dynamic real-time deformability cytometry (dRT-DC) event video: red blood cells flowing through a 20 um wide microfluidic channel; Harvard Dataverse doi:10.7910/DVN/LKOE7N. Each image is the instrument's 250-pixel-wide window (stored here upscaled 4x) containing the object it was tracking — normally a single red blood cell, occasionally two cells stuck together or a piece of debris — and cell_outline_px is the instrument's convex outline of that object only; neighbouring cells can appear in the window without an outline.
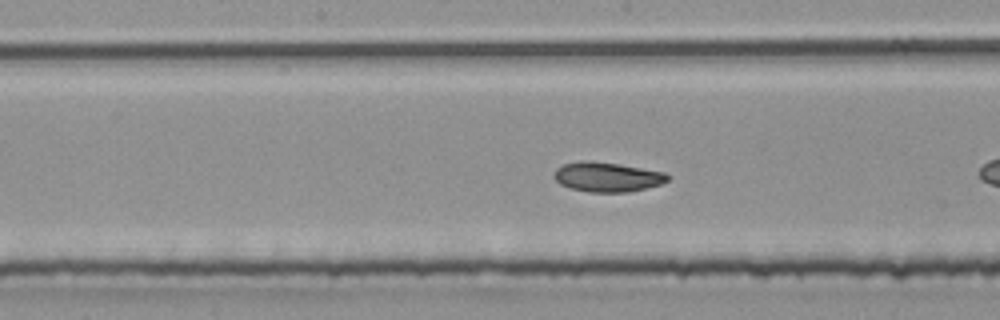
{"species": "common noctule bat (a hibernating species)", "species_latin": "Nyctalus noctula", "temperature_condition": "room temperature", "stored_images_in_passage": 40, "camera_frame_rate_fps": 3000, "um_per_image_px": 0.085, "animal": {"sex": "male", "body_mass_g": 20.4}, "frame": {"image": 1, "passage_image": 12, "time_ms": 3.667, "image_size_px": [1000, 320], "cell_outline_px": [[672, 176], [668, 180], [660, 184], [628, 192], [588, 192], [568, 188], [560, 184], [552, 176], [556, 168], [564, 164], [580, 160], [592, 160], [620, 164], [664, 172]], "centroid_in_image_um": [51.57, 15.03], "position_along_channel_um": 196.6, "area_um2": 19.83}, "authors_computed_cell_mechanics": {"area_um2": 19.1029, "velocity_mm_per_s": 3.7567, "shape_relaxation_time_tau1_ms": 7.342, "shape_relaxation_time_tau2_ms": 10.4572, "deformation_change_tau1": 0.1217, "deformation_change_tau2": 0.1185}}